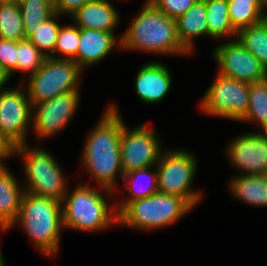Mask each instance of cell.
<instances>
[{"mask_svg": "<svg viewBox=\"0 0 267 266\" xmlns=\"http://www.w3.org/2000/svg\"><path fill=\"white\" fill-rule=\"evenodd\" d=\"M109 103L98 122L86 135L81 163L83 171H86L99 187L116 192L117 180L124 176L120 151L124 120L116 103Z\"/></svg>", "mask_w": 267, "mask_h": 266, "instance_id": "obj_1", "label": "cell"}, {"mask_svg": "<svg viewBox=\"0 0 267 266\" xmlns=\"http://www.w3.org/2000/svg\"><path fill=\"white\" fill-rule=\"evenodd\" d=\"M145 1L121 34V51H140L158 56L192 55L180 42L176 19Z\"/></svg>", "mask_w": 267, "mask_h": 266, "instance_id": "obj_2", "label": "cell"}, {"mask_svg": "<svg viewBox=\"0 0 267 266\" xmlns=\"http://www.w3.org/2000/svg\"><path fill=\"white\" fill-rule=\"evenodd\" d=\"M116 195L112 190L103 187L97 190L84 182L73 191L69 188L61 201L64 229L96 233L118 225Z\"/></svg>", "mask_w": 267, "mask_h": 266, "instance_id": "obj_3", "label": "cell"}, {"mask_svg": "<svg viewBox=\"0 0 267 266\" xmlns=\"http://www.w3.org/2000/svg\"><path fill=\"white\" fill-rule=\"evenodd\" d=\"M17 225L40 254L53 258L59 254L64 228L61 201L24 192L17 220L7 231Z\"/></svg>", "mask_w": 267, "mask_h": 266, "instance_id": "obj_4", "label": "cell"}, {"mask_svg": "<svg viewBox=\"0 0 267 266\" xmlns=\"http://www.w3.org/2000/svg\"><path fill=\"white\" fill-rule=\"evenodd\" d=\"M15 157L22 161L24 192L63 200L69 185L64 170L49 150L38 144H22L15 147Z\"/></svg>", "mask_w": 267, "mask_h": 266, "instance_id": "obj_5", "label": "cell"}, {"mask_svg": "<svg viewBox=\"0 0 267 266\" xmlns=\"http://www.w3.org/2000/svg\"><path fill=\"white\" fill-rule=\"evenodd\" d=\"M192 210L183 198L157 192L129 202L118 213V225L143 232L164 229Z\"/></svg>", "mask_w": 267, "mask_h": 266, "instance_id": "obj_6", "label": "cell"}, {"mask_svg": "<svg viewBox=\"0 0 267 266\" xmlns=\"http://www.w3.org/2000/svg\"><path fill=\"white\" fill-rule=\"evenodd\" d=\"M194 152L186 149L166 148L157 169L158 192L183 198L193 209L201 202L202 191L191 186L198 160Z\"/></svg>", "mask_w": 267, "mask_h": 266, "instance_id": "obj_7", "label": "cell"}, {"mask_svg": "<svg viewBox=\"0 0 267 266\" xmlns=\"http://www.w3.org/2000/svg\"><path fill=\"white\" fill-rule=\"evenodd\" d=\"M82 73L74 60L46 57L42 66L21 83L34 105L61 94L81 91Z\"/></svg>", "mask_w": 267, "mask_h": 266, "instance_id": "obj_8", "label": "cell"}, {"mask_svg": "<svg viewBox=\"0 0 267 266\" xmlns=\"http://www.w3.org/2000/svg\"><path fill=\"white\" fill-rule=\"evenodd\" d=\"M200 101L203 113L240 122L248 111L249 83L217 73Z\"/></svg>", "mask_w": 267, "mask_h": 266, "instance_id": "obj_9", "label": "cell"}, {"mask_svg": "<svg viewBox=\"0 0 267 266\" xmlns=\"http://www.w3.org/2000/svg\"><path fill=\"white\" fill-rule=\"evenodd\" d=\"M161 145L159 134L148 123H141L132 128L123 123L120 139L123 173L156 166L164 151V146Z\"/></svg>", "mask_w": 267, "mask_h": 266, "instance_id": "obj_10", "label": "cell"}, {"mask_svg": "<svg viewBox=\"0 0 267 266\" xmlns=\"http://www.w3.org/2000/svg\"><path fill=\"white\" fill-rule=\"evenodd\" d=\"M31 128L32 104L23 84L1 90L0 130L3 134L16 147L28 143Z\"/></svg>", "mask_w": 267, "mask_h": 266, "instance_id": "obj_11", "label": "cell"}, {"mask_svg": "<svg viewBox=\"0 0 267 266\" xmlns=\"http://www.w3.org/2000/svg\"><path fill=\"white\" fill-rule=\"evenodd\" d=\"M81 92L72 91L32 105V128L35 140L53 138L73 120L81 101Z\"/></svg>", "mask_w": 267, "mask_h": 266, "instance_id": "obj_12", "label": "cell"}, {"mask_svg": "<svg viewBox=\"0 0 267 266\" xmlns=\"http://www.w3.org/2000/svg\"><path fill=\"white\" fill-rule=\"evenodd\" d=\"M212 56L222 76L249 84L265 78L267 69L236 38L214 47Z\"/></svg>", "mask_w": 267, "mask_h": 266, "instance_id": "obj_13", "label": "cell"}, {"mask_svg": "<svg viewBox=\"0 0 267 266\" xmlns=\"http://www.w3.org/2000/svg\"><path fill=\"white\" fill-rule=\"evenodd\" d=\"M225 153L240 175H267V132L236 135L226 144Z\"/></svg>", "mask_w": 267, "mask_h": 266, "instance_id": "obj_14", "label": "cell"}, {"mask_svg": "<svg viewBox=\"0 0 267 266\" xmlns=\"http://www.w3.org/2000/svg\"><path fill=\"white\" fill-rule=\"evenodd\" d=\"M170 71L160 60L144 63L134 79V91L139 100L149 105L163 101L172 88L173 76Z\"/></svg>", "mask_w": 267, "mask_h": 266, "instance_id": "obj_15", "label": "cell"}, {"mask_svg": "<svg viewBox=\"0 0 267 266\" xmlns=\"http://www.w3.org/2000/svg\"><path fill=\"white\" fill-rule=\"evenodd\" d=\"M121 36L116 33L80 28L77 64L84 71L88 66L99 64L111 51L121 48Z\"/></svg>", "mask_w": 267, "mask_h": 266, "instance_id": "obj_16", "label": "cell"}, {"mask_svg": "<svg viewBox=\"0 0 267 266\" xmlns=\"http://www.w3.org/2000/svg\"><path fill=\"white\" fill-rule=\"evenodd\" d=\"M120 12L109 0H93L78 9L72 16L79 28L116 33L121 23Z\"/></svg>", "mask_w": 267, "mask_h": 266, "instance_id": "obj_17", "label": "cell"}, {"mask_svg": "<svg viewBox=\"0 0 267 266\" xmlns=\"http://www.w3.org/2000/svg\"><path fill=\"white\" fill-rule=\"evenodd\" d=\"M24 187L6 164H0V229L3 232L17 220Z\"/></svg>", "mask_w": 267, "mask_h": 266, "instance_id": "obj_18", "label": "cell"}, {"mask_svg": "<svg viewBox=\"0 0 267 266\" xmlns=\"http://www.w3.org/2000/svg\"><path fill=\"white\" fill-rule=\"evenodd\" d=\"M181 44L193 54L198 37H208L207 10L204 0H198L176 19Z\"/></svg>", "mask_w": 267, "mask_h": 266, "instance_id": "obj_19", "label": "cell"}, {"mask_svg": "<svg viewBox=\"0 0 267 266\" xmlns=\"http://www.w3.org/2000/svg\"><path fill=\"white\" fill-rule=\"evenodd\" d=\"M122 180L125 183L124 185L127 193L123 199L115 200L117 213H119L129 202L150 197L158 192L156 166L132 170L124 174Z\"/></svg>", "mask_w": 267, "mask_h": 266, "instance_id": "obj_20", "label": "cell"}, {"mask_svg": "<svg viewBox=\"0 0 267 266\" xmlns=\"http://www.w3.org/2000/svg\"><path fill=\"white\" fill-rule=\"evenodd\" d=\"M232 198L255 207H267V175L232 176L229 180Z\"/></svg>", "mask_w": 267, "mask_h": 266, "instance_id": "obj_21", "label": "cell"}, {"mask_svg": "<svg viewBox=\"0 0 267 266\" xmlns=\"http://www.w3.org/2000/svg\"><path fill=\"white\" fill-rule=\"evenodd\" d=\"M207 10L208 37L235 39L237 31L229 20L228 0H204Z\"/></svg>", "mask_w": 267, "mask_h": 266, "instance_id": "obj_22", "label": "cell"}, {"mask_svg": "<svg viewBox=\"0 0 267 266\" xmlns=\"http://www.w3.org/2000/svg\"><path fill=\"white\" fill-rule=\"evenodd\" d=\"M235 38L267 69V17L238 30Z\"/></svg>", "mask_w": 267, "mask_h": 266, "instance_id": "obj_23", "label": "cell"}, {"mask_svg": "<svg viewBox=\"0 0 267 266\" xmlns=\"http://www.w3.org/2000/svg\"><path fill=\"white\" fill-rule=\"evenodd\" d=\"M24 38L31 36L54 11L53 0H22L20 3Z\"/></svg>", "mask_w": 267, "mask_h": 266, "instance_id": "obj_24", "label": "cell"}, {"mask_svg": "<svg viewBox=\"0 0 267 266\" xmlns=\"http://www.w3.org/2000/svg\"><path fill=\"white\" fill-rule=\"evenodd\" d=\"M240 122L257 124L260 131L267 132V86L263 81L249 84L248 111Z\"/></svg>", "mask_w": 267, "mask_h": 266, "instance_id": "obj_25", "label": "cell"}, {"mask_svg": "<svg viewBox=\"0 0 267 266\" xmlns=\"http://www.w3.org/2000/svg\"><path fill=\"white\" fill-rule=\"evenodd\" d=\"M0 39H24V25L19 5L0 2Z\"/></svg>", "mask_w": 267, "mask_h": 266, "instance_id": "obj_26", "label": "cell"}, {"mask_svg": "<svg viewBox=\"0 0 267 266\" xmlns=\"http://www.w3.org/2000/svg\"><path fill=\"white\" fill-rule=\"evenodd\" d=\"M59 17H62V15L55 12L28 37L46 57H54V48L60 28Z\"/></svg>", "mask_w": 267, "mask_h": 266, "instance_id": "obj_27", "label": "cell"}, {"mask_svg": "<svg viewBox=\"0 0 267 266\" xmlns=\"http://www.w3.org/2000/svg\"><path fill=\"white\" fill-rule=\"evenodd\" d=\"M228 11L230 23L236 31L256 24L267 17V10L262 4L228 3Z\"/></svg>", "mask_w": 267, "mask_h": 266, "instance_id": "obj_28", "label": "cell"}, {"mask_svg": "<svg viewBox=\"0 0 267 266\" xmlns=\"http://www.w3.org/2000/svg\"><path fill=\"white\" fill-rule=\"evenodd\" d=\"M45 59L46 56L28 38L17 41L16 73L32 75Z\"/></svg>", "mask_w": 267, "mask_h": 266, "instance_id": "obj_29", "label": "cell"}, {"mask_svg": "<svg viewBox=\"0 0 267 266\" xmlns=\"http://www.w3.org/2000/svg\"><path fill=\"white\" fill-rule=\"evenodd\" d=\"M71 24H66L63 26L62 24L60 25L56 45L54 48V58L74 60L77 63L80 28L74 23Z\"/></svg>", "mask_w": 267, "mask_h": 266, "instance_id": "obj_30", "label": "cell"}, {"mask_svg": "<svg viewBox=\"0 0 267 266\" xmlns=\"http://www.w3.org/2000/svg\"><path fill=\"white\" fill-rule=\"evenodd\" d=\"M17 41L0 39V68L9 76L16 74Z\"/></svg>", "mask_w": 267, "mask_h": 266, "instance_id": "obj_31", "label": "cell"}, {"mask_svg": "<svg viewBox=\"0 0 267 266\" xmlns=\"http://www.w3.org/2000/svg\"><path fill=\"white\" fill-rule=\"evenodd\" d=\"M156 9L170 18L177 19L198 0H148Z\"/></svg>", "mask_w": 267, "mask_h": 266, "instance_id": "obj_32", "label": "cell"}, {"mask_svg": "<svg viewBox=\"0 0 267 266\" xmlns=\"http://www.w3.org/2000/svg\"><path fill=\"white\" fill-rule=\"evenodd\" d=\"M93 0H53L54 11L69 18L81 7Z\"/></svg>", "mask_w": 267, "mask_h": 266, "instance_id": "obj_33", "label": "cell"}, {"mask_svg": "<svg viewBox=\"0 0 267 266\" xmlns=\"http://www.w3.org/2000/svg\"><path fill=\"white\" fill-rule=\"evenodd\" d=\"M15 156V146L0 130V164H5L7 158Z\"/></svg>", "mask_w": 267, "mask_h": 266, "instance_id": "obj_34", "label": "cell"}, {"mask_svg": "<svg viewBox=\"0 0 267 266\" xmlns=\"http://www.w3.org/2000/svg\"><path fill=\"white\" fill-rule=\"evenodd\" d=\"M9 80V76L0 68V91L7 88L6 83Z\"/></svg>", "mask_w": 267, "mask_h": 266, "instance_id": "obj_35", "label": "cell"}, {"mask_svg": "<svg viewBox=\"0 0 267 266\" xmlns=\"http://www.w3.org/2000/svg\"><path fill=\"white\" fill-rule=\"evenodd\" d=\"M228 3H235V4H262L261 0H228Z\"/></svg>", "mask_w": 267, "mask_h": 266, "instance_id": "obj_36", "label": "cell"}, {"mask_svg": "<svg viewBox=\"0 0 267 266\" xmlns=\"http://www.w3.org/2000/svg\"><path fill=\"white\" fill-rule=\"evenodd\" d=\"M22 0H0L2 3H8L13 5H20Z\"/></svg>", "mask_w": 267, "mask_h": 266, "instance_id": "obj_37", "label": "cell"}, {"mask_svg": "<svg viewBox=\"0 0 267 266\" xmlns=\"http://www.w3.org/2000/svg\"><path fill=\"white\" fill-rule=\"evenodd\" d=\"M0 245H1V243H0ZM1 246H0V266H8L7 264H6V261H5V259H4V255H3V253H2V251H1Z\"/></svg>", "mask_w": 267, "mask_h": 266, "instance_id": "obj_38", "label": "cell"}, {"mask_svg": "<svg viewBox=\"0 0 267 266\" xmlns=\"http://www.w3.org/2000/svg\"><path fill=\"white\" fill-rule=\"evenodd\" d=\"M263 8L267 9V0H261Z\"/></svg>", "mask_w": 267, "mask_h": 266, "instance_id": "obj_39", "label": "cell"}, {"mask_svg": "<svg viewBox=\"0 0 267 266\" xmlns=\"http://www.w3.org/2000/svg\"><path fill=\"white\" fill-rule=\"evenodd\" d=\"M263 82H264V83L266 84V86H267V72H266V75H265V78H264Z\"/></svg>", "mask_w": 267, "mask_h": 266, "instance_id": "obj_40", "label": "cell"}]
</instances>
